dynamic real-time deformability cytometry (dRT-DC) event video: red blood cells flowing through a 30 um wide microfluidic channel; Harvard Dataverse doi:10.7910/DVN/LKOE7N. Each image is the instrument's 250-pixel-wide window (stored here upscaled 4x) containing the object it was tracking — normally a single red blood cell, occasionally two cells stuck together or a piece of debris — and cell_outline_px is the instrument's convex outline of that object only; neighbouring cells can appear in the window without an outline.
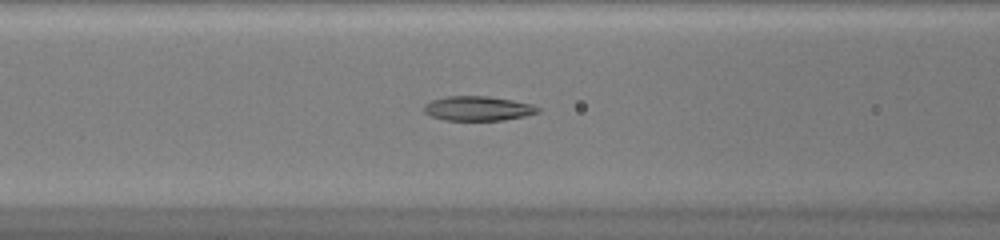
{"species": "common noctule bat (a hibernating species)", "species_latin": "Nyctalus noctula", "temperature_condition": "warm", "stored_images_in_passage": 49, "camera_frame_rate_fps": 3000, "um_per_image_px": 0.085, "animal": {"sex": "female", "body_mass_g": 20.0, "forearm_length_mm": 54.0}, "frame": {"image": 1, "passage_image": 21, "time_ms": 6.667, "image_size_px": [1000, 240], "cell_outline_px": [[540, 112], [524, 116], [504, 120], [444, 120], [432, 116], [424, 112], [424, 104], [432, 100], [448, 96], [484, 96], [512, 100], [532, 104], [540, 108]], "centroid_in_image_um": [40.63, 9.22], "position_along_channel_um": 126.0, "area_um2": 16.18}}
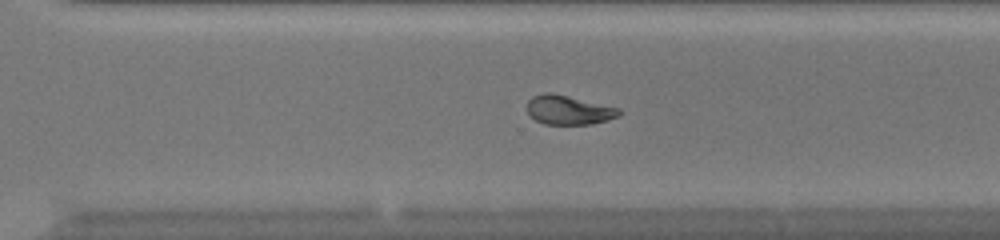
{"frame": {"image": 2, "passage_image": 35, "time_ms": 11.333, "image_size_px": [1000, 240], "cell_outline_px": [[620, 116], [608, 120], [592, 124], [544, 124], [536, 120], [524, 108], [528, 100], [532, 96], [544, 92], [548, 92], [620, 108]], "centroid_in_image_um": [48.3, 9.35], "position_along_channel_um": 322.3, "area_um2": 15.61}}
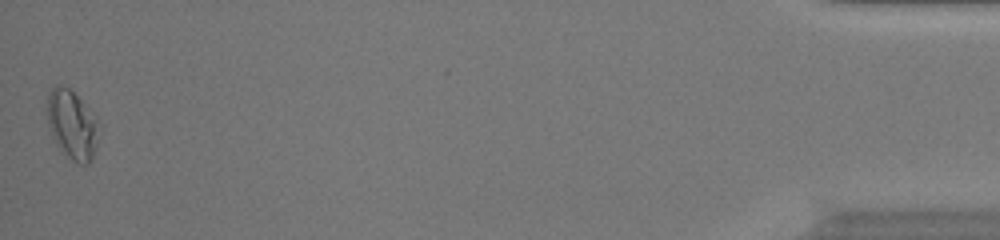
{"frame": {"image": 3, "passage_image": 49, "time_ms": 16.0, "image_size_px": [1000, 240], "cell_outline_px": [[96, 144], [92, 156], [88, 164], [80, 164], [72, 160], [60, 152], [52, 136], [48, 124], [48, 92], [56, 84], [60, 84], [68, 88], [96, 116]], "centroid_in_image_um": [6.08, 10.61], "position_along_channel_um": 429.1, "area_um2": 20.29}, "authors_computed_cell_mechanics": {"area_um2": 16.9932, "velocity_mm_per_s": 4.2127, "shape_relaxation_time_tau1_ms": null, "shape_relaxation_time_tau2_ms": 7.9799, "deformation_change_tau1": null, "deformation_change_tau2": 0.1216}}